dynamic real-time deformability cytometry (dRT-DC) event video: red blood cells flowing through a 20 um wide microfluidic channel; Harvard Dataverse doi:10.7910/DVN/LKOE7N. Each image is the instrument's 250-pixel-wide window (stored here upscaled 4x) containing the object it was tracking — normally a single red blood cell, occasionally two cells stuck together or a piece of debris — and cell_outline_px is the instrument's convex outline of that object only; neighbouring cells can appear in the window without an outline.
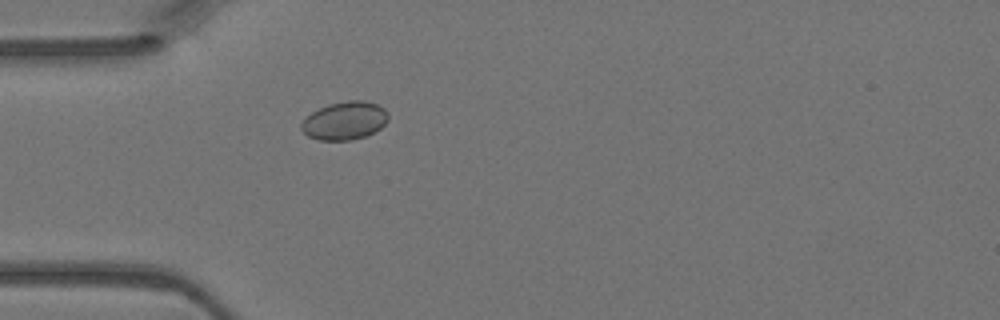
{"species": "Egyptian fruit bat (a non-hibernating species)", "species_latin": "Rousettus aegyptiacus", "temperature_condition": "warm", "stored_images_in_passage": 1, "camera_frame_rate_fps": 3000, "um_per_image_px": 0.085, "animal": {"sex": "female"}, "frame": {"image": 1, "passage_image": 1, "time_ms": 0.0, "image_size_px": [1000, 320], "cell_outline_px": [[388, 120], [380, 128], [368, 136], [352, 140], [320, 140], [308, 136], [300, 128], [300, 124], [312, 112], [328, 104], [348, 100], [364, 100], [376, 104], [384, 108], [388, 112]], "centroid_in_image_um": [29.32, 10.26], "position_along_channel_um": 55.7, "area_um2": 19.36}}